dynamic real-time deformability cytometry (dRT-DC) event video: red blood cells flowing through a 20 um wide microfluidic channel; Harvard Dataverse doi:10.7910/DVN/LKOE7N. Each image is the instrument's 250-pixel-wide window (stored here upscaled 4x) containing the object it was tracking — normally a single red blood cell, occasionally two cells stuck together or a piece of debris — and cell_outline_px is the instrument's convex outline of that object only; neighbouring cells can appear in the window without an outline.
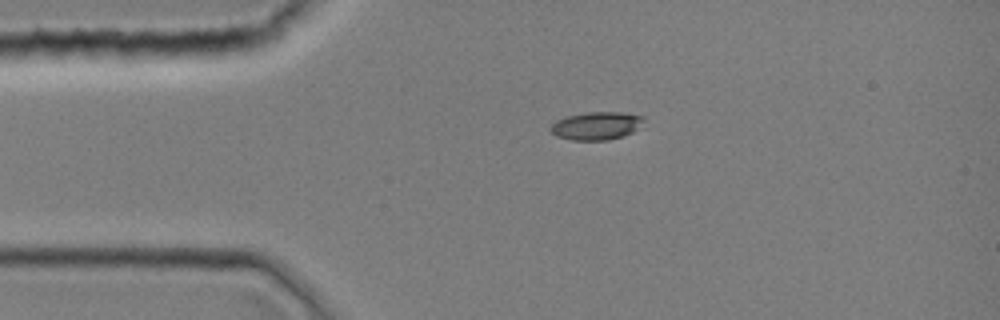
{"species": "common noctule bat (a hibernating species)", "species_latin": "Nyctalus noctula", "temperature_condition": "room temperature", "stored_images_in_passage": 35, "camera_frame_rate_fps": 3000, "um_per_image_px": 0.085, "animal": {"sex": "female", "body_mass_g": 19.0, "forearm_length_mm": 51.5}, "frame": {"image": 1, "passage_image": 1, "time_ms": 0.0, "image_size_px": [1000, 320], "cell_outline_px": [[644, 120], [632, 132], [624, 136], [608, 140], [572, 140], [556, 136], [548, 128], [556, 120], [568, 116], [588, 112], [624, 112], [644, 116]], "centroid_in_image_um": [50.68, 10.69], "position_along_channel_um": 34.3, "area_um2": 15.14}}
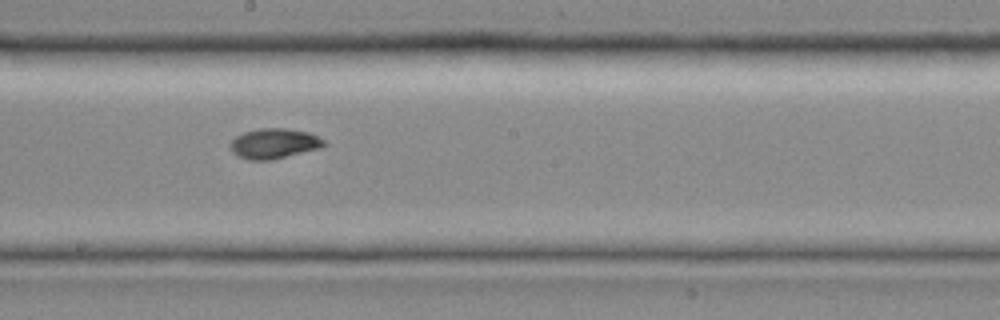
{"frame": {"image": 2, "passage_image": 16, "time_ms": 5.0, "image_size_px": [1000, 320], "cell_outline_px": [[328, 144], [320, 148], [272, 160], [248, 160], [232, 152], [228, 144], [236, 136], [244, 132], [260, 128], [284, 128], [308, 132], [324, 140]], "centroid_in_image_um": [23.28, 12.2], "position_along_channel_um": 224.9, "area_um2": 16.47}}
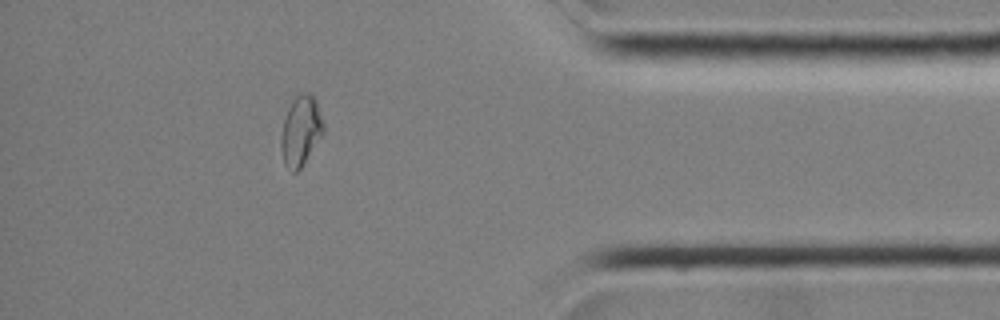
{"frame": {"image": 3, "passage_image": 30, "time_ms": 9.667, "image_size_px": [1000, 320], "cell_outline_px": [[324, 136], [300, 168], [296, 172], [292, 172], [284, 164], [280, 148], [280, 140], [284, 120], [288, 108], [292, 100], [300, 92], [308, 92], [316, 100], [324, 124]], "centroid_in_image_um": [25.58, 11.13], "position_along_channel_um": 409.6, "area_um2": 17.51}}